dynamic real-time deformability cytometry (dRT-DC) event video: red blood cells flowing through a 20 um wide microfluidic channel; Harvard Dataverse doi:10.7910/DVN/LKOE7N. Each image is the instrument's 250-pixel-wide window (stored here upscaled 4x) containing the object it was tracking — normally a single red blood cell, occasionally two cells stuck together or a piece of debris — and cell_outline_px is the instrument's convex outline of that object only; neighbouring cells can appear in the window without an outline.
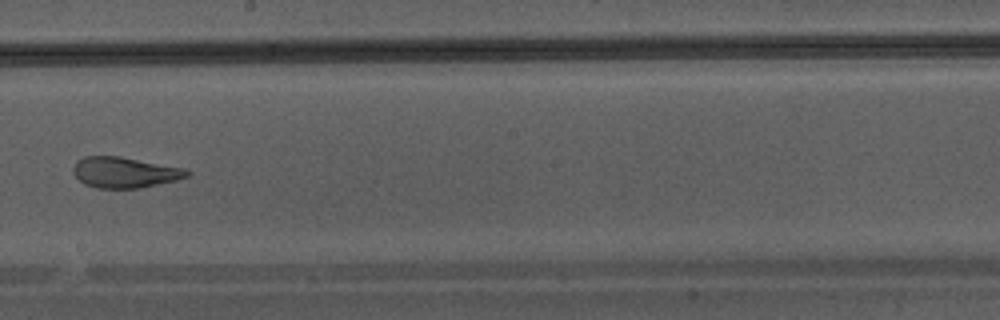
{"species": "Egyptian fruit bat (a non-hibernating species)", "species_latin": "Rousettus aegyptiacus", "temperature_condition": "warm", "stored_images_in_passage": 34, "camera_frame_rate_fps": 3000, "um_per_image_px": 0.085, "animal": {"sex": "male"}, "frame": {"image": 1, "passage_image": 15, "time_ms": 4.667, "image_size_px": [1000, 320], "cell_outline_px": [[192, 172], [188, 176], [176, 180], [136, 188], [96, 188], [84, 184], [72, 172], [72, 168], [76, 160], [84, 156], [120, 156], [184, 168]], "centroid_in_image_um": [10.56, 14.64], "position_along_channel_um": 237.6, "area_um2": 20.35}}